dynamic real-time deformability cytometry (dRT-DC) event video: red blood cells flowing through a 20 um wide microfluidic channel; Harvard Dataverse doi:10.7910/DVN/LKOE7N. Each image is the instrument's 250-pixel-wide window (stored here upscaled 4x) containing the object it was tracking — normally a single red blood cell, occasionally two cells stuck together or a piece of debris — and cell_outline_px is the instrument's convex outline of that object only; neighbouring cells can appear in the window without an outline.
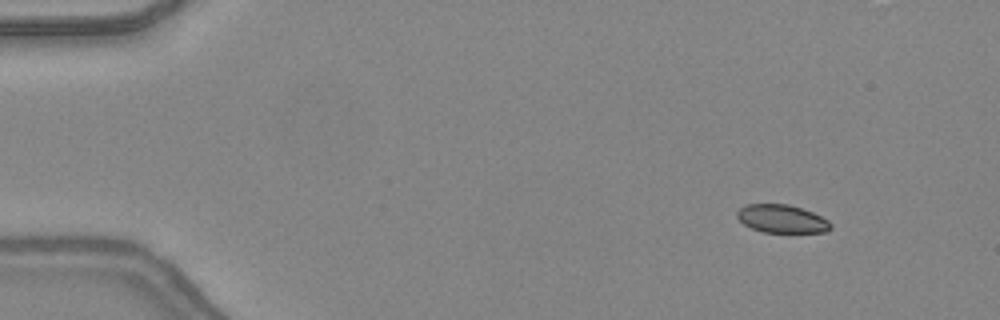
{"species": "common noctule bat (a hibernating species)", "species_latin": "Nyctalus noctula", "temperature_condition": "warm", "stored_images_in_passage": 43, "camera_frame_rate_fps": 3000, "um_per_image_px": 0.085, "animal": {"sex": "female", "body_mass_g": 24.6, "forearm_length_mm": 56.2}, "frame": {"image": 1, "passage_image": 1, "time_ms": 0.0, "image_size_px": [1000, 320], "cell_outline_px": [[832, 228], [824, 232], [764, 232], [752, 228], [744, 224], [736, 216], [736, 212], [740, 208], [748, 204], [788, 204], [812, 212], [828, 220], [832, 224]], "centroid_in_image_um": [66.45, 18.6], "position_along_channel_um": 18.5, "area_um2": 15.2}}
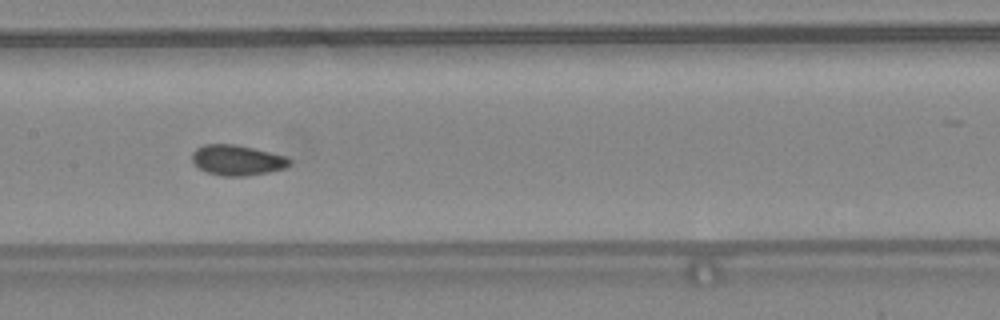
{"frame": {"image": 2, "passage_image": 20, "time_ms": 6.333, "image_size_px": [1000, 320], "cell_outline_px": [[292, 164], [284, 168], [268, 172], [244, 176], [220, 176], [208, 172], [200, 168], [192, 160], [192, 152], [196, 148], [204, 144], [232, 144], [252, 148], [284, 156], [292, 160]], "centroid_in_image_um": [20.15, 13.61], "position_along_channel_um": 187.3, "area_um2": 17.05}}
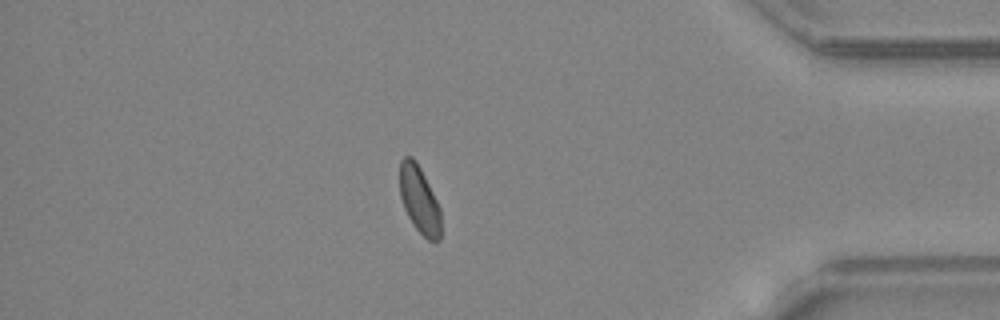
{"frame": {"image": 3, "passage_image": 37, "time_ms": 12.0, "image_size_px": [1000, 320], "cell_outline_px": [[440, 240], [436, 244], [428, 240], [416, 228], [408, 216], [404, 208], [400, 196], [400, 160], [404, 156], [412, 156], [416, 160], [440, 208]], "centroid_in_image_um": [35.64, 16.99], "position_along_channel_um": 399.6, "area_um2": 16.01}, "authors_computed_cell_mechanics": {"area_um2": 16.8198, "velocity_mm_per_s": 4.3712, "shape_relaxation_time_tau1_ms": 8.1025, "shape_relaxation_time_tau2_ms": 2.6642, "deformation_change_tau1": 0.1067, "deformation_change_tau2": 0.049}}